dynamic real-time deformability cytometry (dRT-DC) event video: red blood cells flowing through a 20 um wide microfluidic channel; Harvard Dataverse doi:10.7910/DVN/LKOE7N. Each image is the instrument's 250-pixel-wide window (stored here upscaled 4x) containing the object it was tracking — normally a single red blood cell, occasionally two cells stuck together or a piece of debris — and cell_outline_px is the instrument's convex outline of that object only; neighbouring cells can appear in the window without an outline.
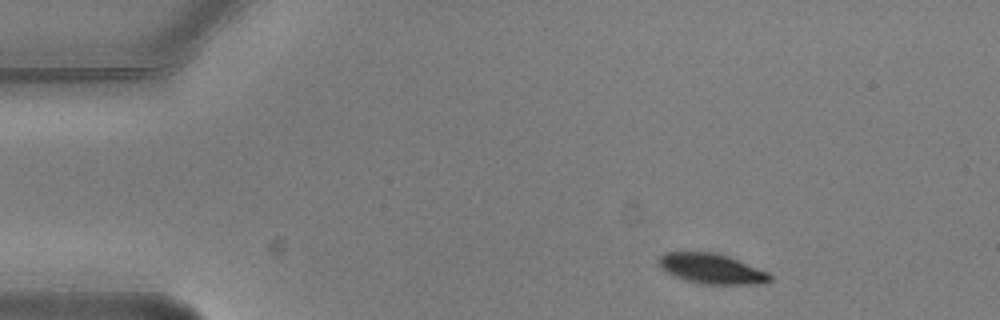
{"species": "common noctule bat (a hibernating species)", "species_latin": "Nyctalus noctula", "temperature_condition": "warm", "stored_images_in_passage": 6, "camera_frame_rate_fps": 3000, "um_per_image_px": 0.085, "animal": {"sex": "male", "body_mass_g": 20.5, "forearm_length_mm": 52.5}, "frame": {"image": 1, "passage_image": 1, "time_ms": 0.0, "image_size_px": [1000, 320], "cell_outline_px": [[772, 280], [764, 284], [708, 284], [688, 280], [676, 276], [668, 272], [660, 264], [660, 256], [664, 252], [716, 252], [728, 256], [768, 272], [772, 276]], "centroid_in_image_um": [60.56, 22.83], "position_along_channel_um": 24.4, "area_um2": 19.13}}
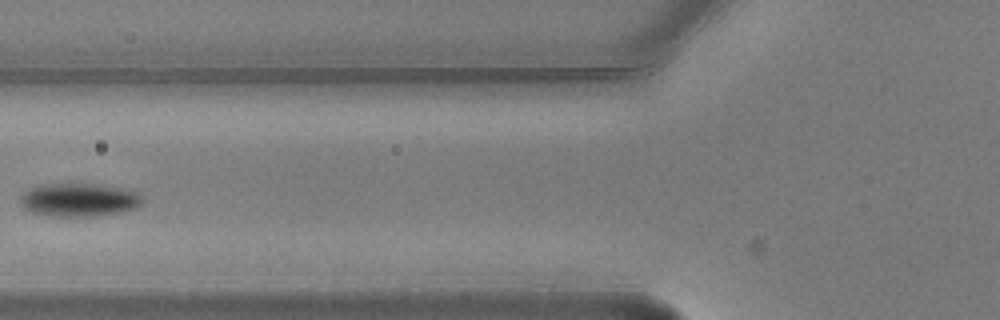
{"frame": {"image": 2, "passage_image": 5, "time_ms": 1.333, "image_size_px": [1000, 320], "cell_outline_px": [[144, 200], [136, 208], [120, 212], [96, 216], [44, 216], [32, 212], [24, 208], [20, 200], [20, 196], [28, 188], [40, 184], [68, 180], [72, 180], [128, 188], [140, 192], [144, 196]], "centroid_in_image_um": [6.73, 16.92], "position_along_channel_um": 119.1, "area_um2": 25.14}}
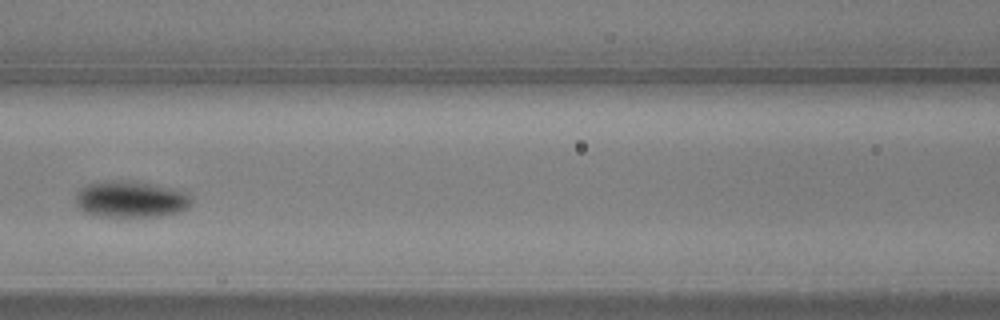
{"frame": {"image": 3, "passage_image": 6, "time_ms": 1.667, "image_size_px": [1000, 320], "cell_outline_px": [[192, 200], [188, 208], [180, 212], [160, 216], [100, 216], [84, 212], [76, 204], [76, 196], [80, 188], [88, 184], [112, 180], [116, 180], [148, 184], [184, 192], [192, 196]], "centroid_in_image_um": [11.11, 16.96], "position_along_channel_um": 155.5, "area_um2": 24.1}}